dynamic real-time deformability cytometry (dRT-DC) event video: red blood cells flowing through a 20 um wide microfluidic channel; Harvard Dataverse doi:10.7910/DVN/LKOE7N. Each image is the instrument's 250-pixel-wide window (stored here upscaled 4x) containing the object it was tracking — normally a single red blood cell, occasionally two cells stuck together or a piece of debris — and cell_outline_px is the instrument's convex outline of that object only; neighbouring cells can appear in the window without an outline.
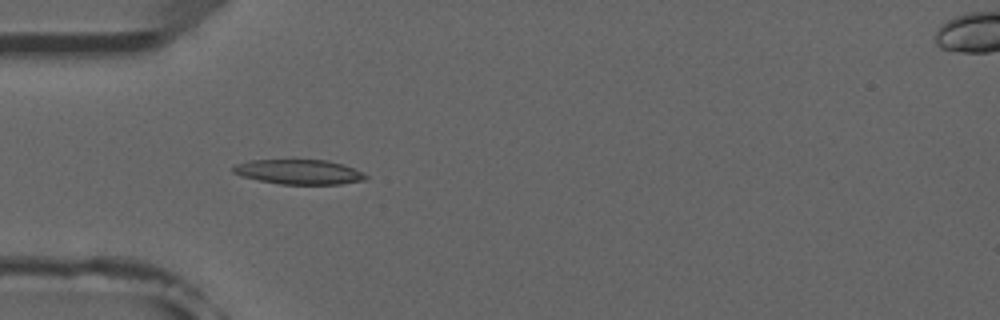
{"species": "common noctule bat (a hibernating species)", "species_latin": "Nyctalus noctula", "temperature_condition": "room temperature", "stored_images_in_passage": 5, "camera_frame_rate_fps": 3000, "um_per_image_px": 0.085, "animal": {"sex": "male", "forearm_length_mm": 52.5}, "frame": {"image": 1, "passage_image": 5, "time_ms": 4.667, "image_size_px": [1000, 320], "cell_outline_px": [[368, 180], [340, 184], [280, 184], [240, 176], [232, 172], [232, 168], [236, 164], [248, 160], [328, 160], [364, 172], [368, 176]], "centroid_in_image_um": [25.42, 14.61], "position_along_channel_um": 59.6, "area_um2": 19.13}}